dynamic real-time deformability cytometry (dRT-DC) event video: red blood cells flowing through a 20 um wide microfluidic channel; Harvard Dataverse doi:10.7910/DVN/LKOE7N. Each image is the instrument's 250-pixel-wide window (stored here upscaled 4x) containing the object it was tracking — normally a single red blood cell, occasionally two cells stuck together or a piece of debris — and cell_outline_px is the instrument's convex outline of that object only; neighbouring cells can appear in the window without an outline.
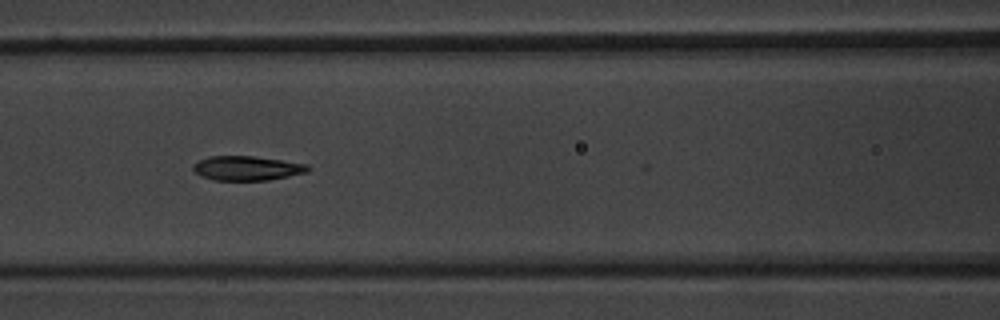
{"species": "common noctule bat (a hibernating species)", "species_latin": "Nyctalus noctula", "temperature_condition": "warm", "stored_images_in_passage": 25, "camera_frame_rate_fps": 3000, "um_per_image_px": 0.085, "animal": {"sex": "male", "body_mass_g": 20.1, "forearm_length_mm": 53.5}, "frame": {"image": 1, "passage_image": 24, "time_ms": 7.667, "image_size_px": [1000, 320], "cell_outline_px": [[312, 168], [308, 172], [268, 180], [212, 180], [200, 176], [192, 168], [192, 164], [208, 156], [256, 156], [308, 164]], "centroid_in_image_um": [21.0, 14.29], "position_along_channel_um": 145.6, "area_um2": 16.47}}